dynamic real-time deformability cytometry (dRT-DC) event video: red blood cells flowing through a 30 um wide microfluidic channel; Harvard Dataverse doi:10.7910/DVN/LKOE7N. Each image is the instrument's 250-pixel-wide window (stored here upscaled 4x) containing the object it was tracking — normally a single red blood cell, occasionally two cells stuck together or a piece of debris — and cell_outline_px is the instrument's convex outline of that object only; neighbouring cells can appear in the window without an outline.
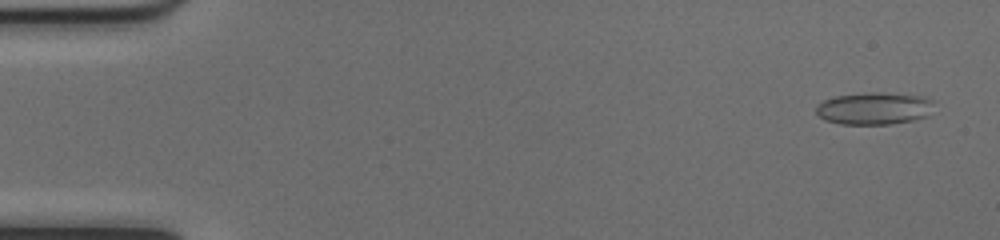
{"species": "common noctule bat (a hibernating species)", "species_latin": "Nyctalus noctula", "temperature_condition": "cold", "stored_images_in_passage": 52, "camera_frame_rate_fps": 3000, "um_per_image_px": 0.085, "animal": {"sex": "female", "body_mass_g": 17.0, "forearm_length_mm": 48.0}, "frame": {"image": 1, "passage_image": 3, "time_ms": 0.667, "image_size_px": [1000, 240], "cell_outline_px": [[932, 100], [928, 116], [912, 120], [888, 124], [840, 124], [824, 120], [816, 112], [816, 104], [824, 100], [836, 96], [872, 92], [884, 92], [924, 96]], "centroid_in_image_um": [74.27, 9.21], "position_along_channel_um": 10.7, "area_um2": 22.08}}
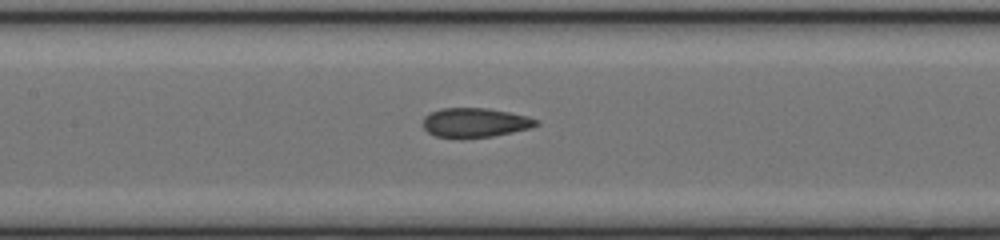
{"frame": {"image": 2, "passage_image": 25, "time_ms": 8.0, "image_size_px": [1000, 240], "cell_outline_px": [[540, 124], [532, 128], [492, 136], [460, 140], [436, 136], [428, 132], [424, 128], [424, 116], [440, 108], [488, 108], [528, 116], [540, 120]], "centroid_in_image_um": [40.4, 10.44], "position_along_channel_um": 167.0, "area_um2": 19.77}}
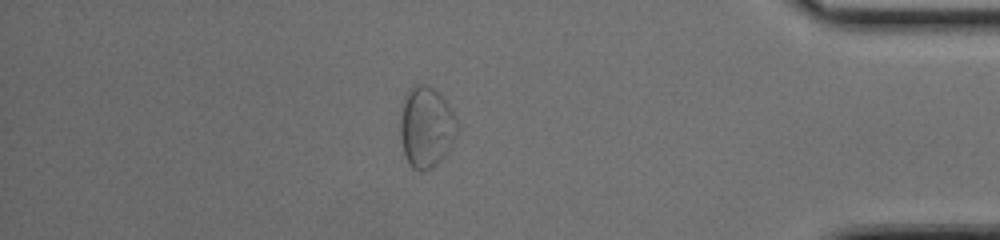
{"frame": {"image": 3, "passage_image": 45, "time_ms": 14.667, "image_size_px": [1000, 240], "cell_outline_px": [[460, 128], [452, 144], [444, 156], [432, 168], [424, 172], [420, 172], [412, 168], [408, 164], [404, 156], [400, 136], [400, 116], [404, 96], [408, 88], [412, 84], [428, 84], [440, 92], [444, 96], [452, 108], [460, 124]], "centroid_in_image_um": [36.25, 10.77], "position_along_channel_um": 399.0, "area_um2": 27.98}, "authors_computed_cell_mechanics": {"area_um2": 20.3745, "velocity_mm_per_s": 4.03, "shape_relaxation_time_tau1_ms": null, "shape_relaxation_time_tau2_ms": 1.715, "deformation_change_tau1": null, "deformation_change_tau2": 0.0527}}